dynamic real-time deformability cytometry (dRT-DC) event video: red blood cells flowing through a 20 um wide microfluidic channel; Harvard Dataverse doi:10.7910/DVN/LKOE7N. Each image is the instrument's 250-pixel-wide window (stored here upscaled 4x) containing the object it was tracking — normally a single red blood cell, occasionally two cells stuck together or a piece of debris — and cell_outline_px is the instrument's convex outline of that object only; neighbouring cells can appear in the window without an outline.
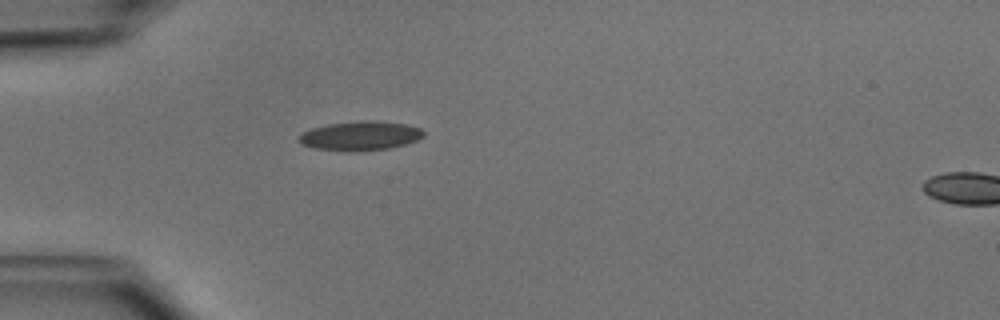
{"species": "common noctule bat (a hibernating species)", "species_latin": "Nyctalus noctula", "temperature_condition": "cold", "stored_images_in_passage": 36, "camera_frame_rate_fps": 3000, "um_per_image_px": 0.085, "animal": {"sex": "male", "body_mass_g": 15.6}, "frame": {"image": 1, "passage_image": 1, "time_ms": 0.0, "image_size_px": [1000, 320], "cell_outline_px": [[424, 136], [416, 140], [404, 144], [388, 148], [360, 152], [352, 152], [316, 148], [300, 144], [300, 136], [304, 132], [312, 128], [328, 124], [372, 120], [408, 124], [420, 128], [424, 132]], "centroid_in_image_um": [30.65, 11.55], "position_along_channel_um": 54.3, "area_um2": 21.04}}
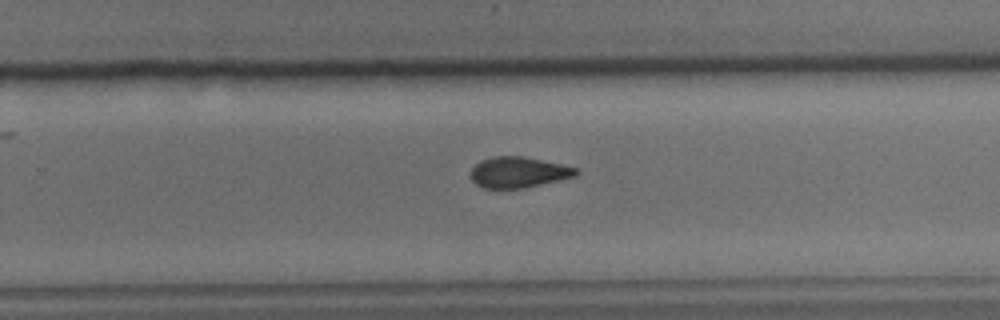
{"frame": {"image": 2, "passage_image": 19, "time_ms": 6.0, "image_size_px": [1000, 320], "cell_outline_px": [[580, 172], [576, 176], [524, 188], [484, 188], [476, 184], [472, 180], [472, 168], [480, 160], [492, 156], [520, 156], [560, 164], [576, 168]], "centroid_in_image_um": [44.06, 14.64], "position_along_channel_um": 285.7, "area_um2": 18.67}}
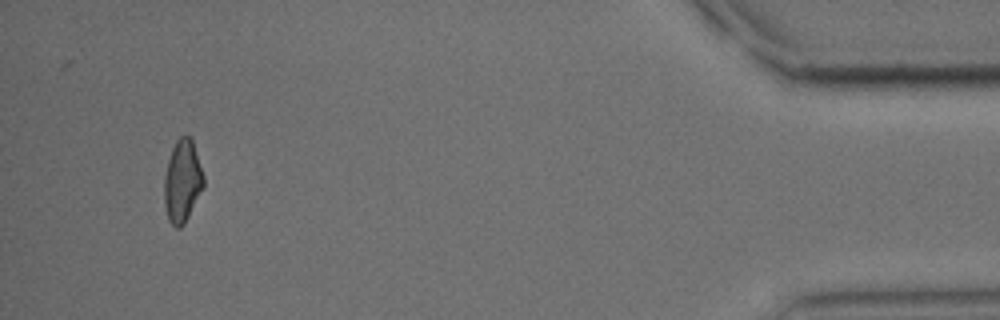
{"frame": {"image": 3, "passage_image": 34, "time_ms": 11.0, "image_size_px": [1000, 320], "cell_outline_px": [[204, 188], [184, 224], [180, 228], [176, 228], [168, 220], [164, 204], [164, 176], [168, 160], [172, 148], [176, 140], [180, 136], [192, 136], [204, 176]], "centroid_in_image_um": [15.51, 15.39], "position_along_channel_um": 419.7, "area_um2": 19.19}, "authors_computed_cell_mechanics": {"area_um2": 19.5942, "velocity_mm_per_s": 4.0117, "shape_relaxation_time_tau1_ms": 5.4626, "shape_relaxation_time_tau2_ms": 4.9502, "deformation_change_tau1": 0.1296, "deformation_change_tau2": 0.1138}}